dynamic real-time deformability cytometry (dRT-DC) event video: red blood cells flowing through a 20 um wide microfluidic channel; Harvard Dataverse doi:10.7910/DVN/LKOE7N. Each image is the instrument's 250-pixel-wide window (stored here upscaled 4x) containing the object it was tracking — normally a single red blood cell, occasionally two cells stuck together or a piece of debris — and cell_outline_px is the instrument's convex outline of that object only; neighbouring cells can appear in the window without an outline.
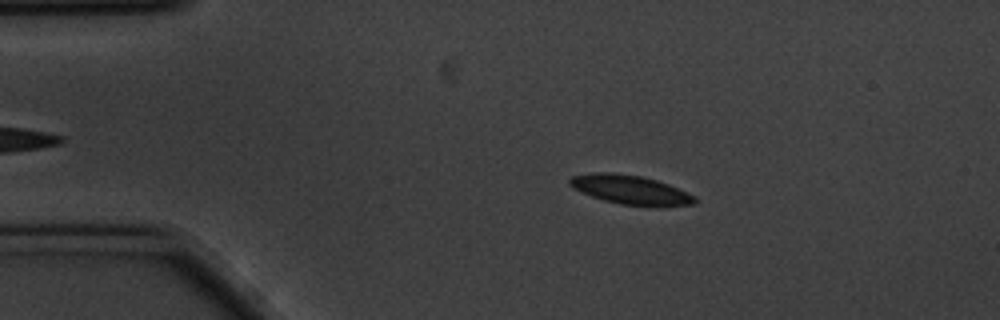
{"species": "common noctule bat (a hibernating species)", "species_latin": "Nyctalus noctula", "temperature_condition": "cold", "stored_images_in_passage": 49, "camera_frame_rate_fps": 3000, "um_per_image_px": 0.085, "animal": {"sex": "male", "body_mass_g": 20.1, "forearm_length_mm": 53.5}, "frame": {"image": 1, "passage_image": 10, "time_ms": 3.0, "image_size_px": [1000, 320], "cell_outline_px": [[696, 204], [656, 208], [652, 208], [620, 204], [604, 200], [592, 196], [572, 188], [568, 184], [568, 180], [572, 176], [592, 172], [616, 172], [640, 176], [656, 180], [668, 184], [696, 196]], "centroid_in_image_um": [53.61, 16.15], "position_along_channel_um": 31.4, "area_um2": 21.73}}
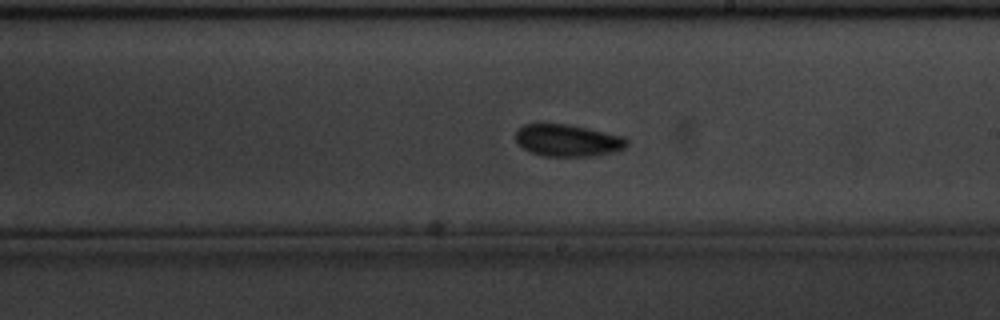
{"frame": {"image": 2, "passage_image": 32, "time_ms": 10.333, "image_size_px": [1000, 320], "cell_outline_px": [[628, 144], [624, 148], [612, 152], [596, 156], [540, 156], [524, 148], [516, 140], [516, 132], [524, 124], [568, 124], [624, 136], [628, 140]], "centroid_in_image_um": [48.28, 11.94], "position_along_channel_um": 240.7, "area_um2": 20.63}}
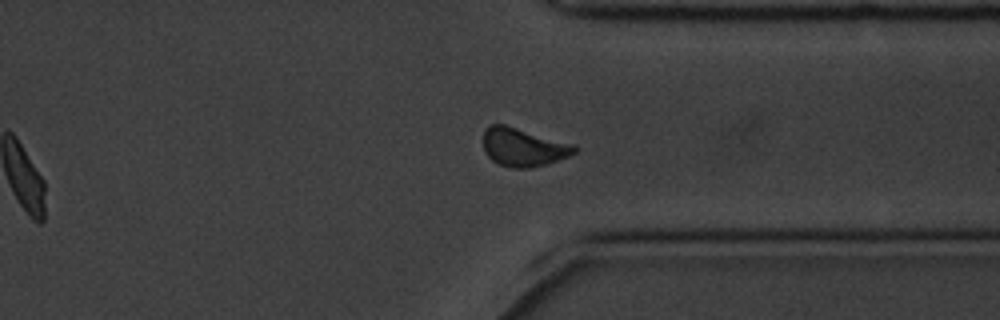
{"frame": {"image": 3, "passage_image": 43, "time_ms": 14.0, "image_size_px": [1000, 320], "cell_outline_px": [[580, 148], [576, 152], [568, 156], [548, 164], [528, 168], [512, 168], [500, 164], [492, 160], [484, 152], [484, 128], [488, 124], [504, 124], [576, 144]], "centroid_in_image_um": [44.51, 12.5], "position_along_channel_um": 366.9, "area_um2": 20.63}}